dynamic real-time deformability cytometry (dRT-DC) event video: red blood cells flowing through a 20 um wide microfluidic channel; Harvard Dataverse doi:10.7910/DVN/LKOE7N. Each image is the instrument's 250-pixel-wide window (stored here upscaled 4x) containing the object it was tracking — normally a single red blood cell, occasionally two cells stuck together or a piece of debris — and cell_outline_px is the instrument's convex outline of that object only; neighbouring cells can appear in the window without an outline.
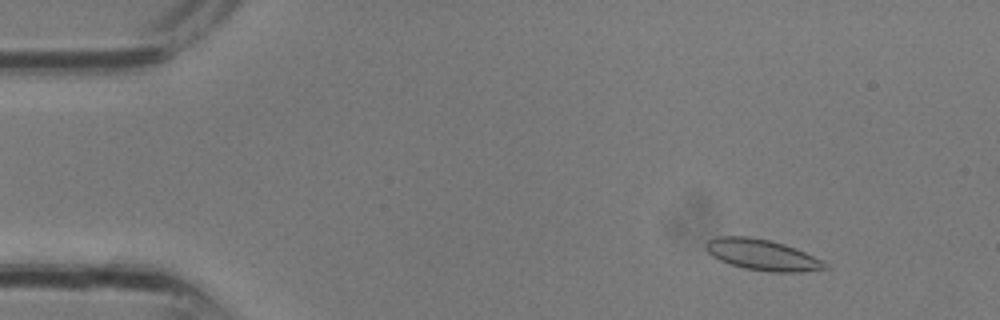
{"species": "common noctule bat (a hibernating species)", "species_latin": "Nyctalus noctula", "temperature_condition": "room temperature", "stored_images_in_passage": 9, "camera_frame_rate_fps": 3000, "um_per_image_px": 0.085, "animal": {"sex": "male", "body_mass_g": 13.3}, "frame": {"image": 1, "passage_image": 4, "time_ms": 1.0, "image_size_px": [1000, 320], "cell_outline_px": [[828, 268], [800, 272], [772, 272], [744, 268], [720, 260], [712, 256], [704, 248], [704, 244], [708, 240], [716, 236], [748, 236], [768, 240], [784, 244], [824, 260], [828, 264]], "centroid_in_image_um": [64.78, 21.65], "position_along_channel_um": 20.2, "area_um2": 21.44}}
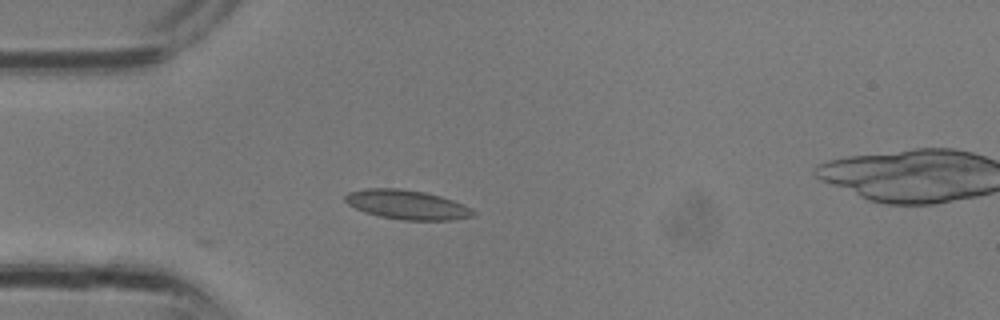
{"frame": {"image": 2, "passage_image": 9, "time_ms": 2.667, "image_size_px": [1000, 320], "cell_outline_px": [[476, 216], [452, 220], [404, 220], [380, 216], [364, 212], [348, 204], [344, 200], [344, 196], [348, 192], [368, 188], [400, 188], [424, 192], [440, 196], [464, 204], [472, 208], [476, 212]], "centroid_in_image_um": [34.62, 17.4], "position_along_channel_um": 50.4, "area_um2": 21.96}}